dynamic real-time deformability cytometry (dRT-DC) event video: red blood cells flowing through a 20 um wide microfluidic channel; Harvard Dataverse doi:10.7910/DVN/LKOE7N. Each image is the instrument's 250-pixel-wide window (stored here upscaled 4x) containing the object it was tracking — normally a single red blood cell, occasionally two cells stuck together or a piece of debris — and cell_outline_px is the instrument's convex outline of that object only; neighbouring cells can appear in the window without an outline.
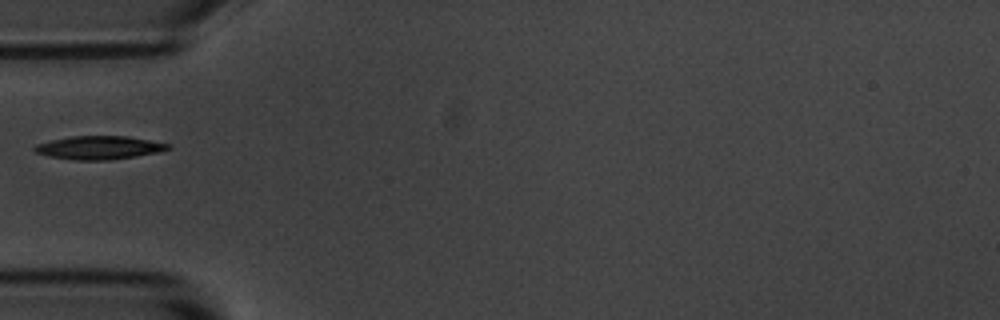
{"species": "common noctule bat (a hibernating species)", "species_latin": "Nyctalus noctula", "temperature_condition": "room temperature", "stored_images_in_passage": 38, "camera_frame_rate_fps": 3000, "um_per_image_px": 0.085, "animal": {"sex": "male", "body_mass_g": 20.1, "forearm_length_mm": 53.5}, "frame": {"image": 1, "passage_image": 1, "time_ms": 0.0, "image_size_px": [1000, 320], "cell_outline_px": [[172, 148], [156, 152], [136, 156], [108, 160], [76, 160], [48, 156], [36, 152], [32, 148], [36, 144], [52, 140], [72, 136], [128, 136], [172, 144]], "centroid_in_image_um": [8.44, 12.54], "position_along_channel_um": 76.6, "area_um2": 18.09}}
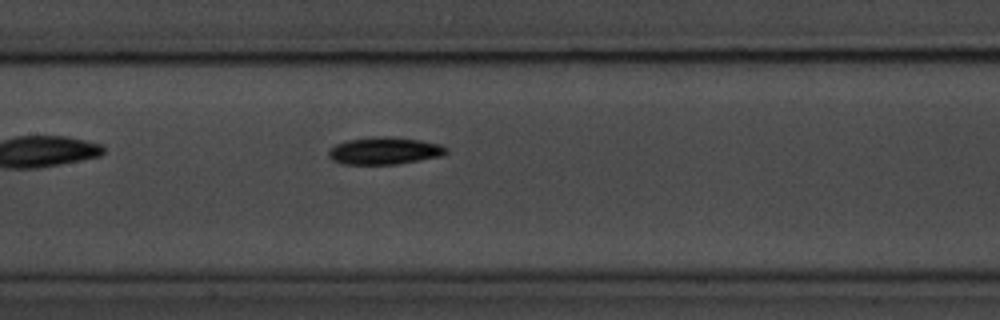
{"frame": {"image": 2, "passage_image": 9, "time_ms": 2.667, "image_size_px": [1000, 320], "cell_outline_px": [[448, 152], [444, 156], [396, 164], [340, 164], [332, 160], [328, 156], [328, 152], [336, 144], [348, 140], [380, 136], [388, 136], [420, 140], [440, 144], [448, 148]], "centroid_in_image_um": [32.71, 12.82], "position_along_channel_um": 174.7, "area_um2": 18.73}}
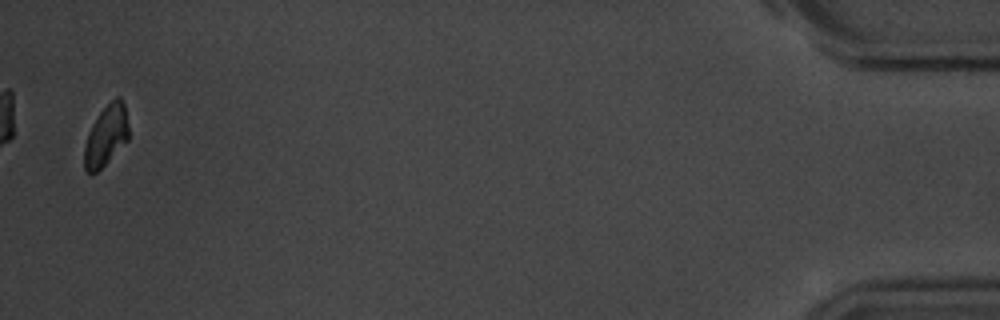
{"frame": {"image": 3, "passage_image": 37, "time_ms": 12.0, "image_size_px": [1000, 320], "cell_outline_px": [[128, 140], [92, 176], [84, 168], [84, 148], [88, 132], [92, 124], [100, 112], [116, 96], [120, 96], [124, 104], [128, 124]], "centroid_in_image_um": [9.01, 11.52], "position_along_channel_um": 426.2, "area_um2": 15.49}}